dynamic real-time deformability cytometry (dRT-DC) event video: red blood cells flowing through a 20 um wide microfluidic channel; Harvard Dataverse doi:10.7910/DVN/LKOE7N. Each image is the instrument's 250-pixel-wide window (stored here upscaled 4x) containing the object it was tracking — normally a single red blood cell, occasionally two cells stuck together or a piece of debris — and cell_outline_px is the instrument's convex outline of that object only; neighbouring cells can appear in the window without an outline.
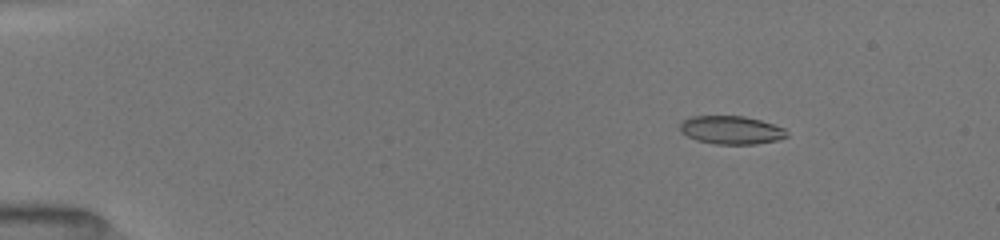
{"species": "common noctule bat (a hibernating species)", "species_latin": "Nyctalus noctula", "temperature_condition": "room temperature", "stored_images_in_passage": 53, "camera_frame_rate_fps": 3000, "um_per_image_px": 0.085, "animal": {"sex": "female", "body_mass_g": 19.5, "forearm_length_mm": 54.1}, "frame": {"image": 1, "passage_image": 8, "time_ms": 2.333, "image_size_px": [1000, 240], "cell_outline_px": [[788, 136], [776, 140], [756, 144], [716, 144], [696, 140], [680, 132], [680, 124], [684, 120], [692, 116], [744, 116], [760, 120], [784, 128], [788, 132]], "centroid_in_image_um": [62.15, 11.05], "position_along_channel_um": 22.9, "area_um2": 17.51}}
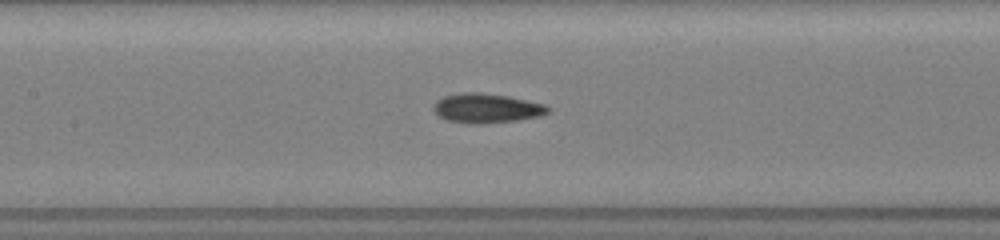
{"frame": {"image": 2, "passage_image": 25, "time_ms": 8.333, "image_size_px": [1000, 240], "cell_outline_px": [[548, 112], [540, 116], [516, 120], [480, 124], [448, 120], [440, 116], [432, 108], [432, 104], [436, 100], [444, 96], [460, 92], [480, 92], [508, 96], [544, 104], [548, 108]], "centroid_in_image_um": [41.32, 9.18], "position_along_channel_um": 166.1, "area_um2": 19.42}}
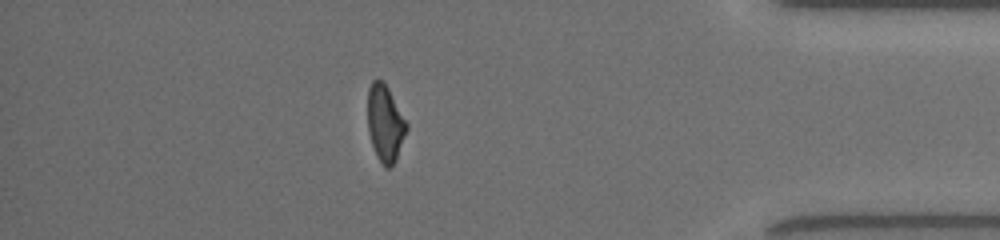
{"frame": {"image": 3, "passage_image": 47, "time_ms": 15.0, "image_size_px": [1000, 240], "cell_outline_px": [[408, 128], [396, 160], [388, 168], [384, 168], [376, 156], [368, 132], [368, 88], [372, 80], [384, 80], [408, 124]], "centroid_in_image_um": [32.73, 10.48], "position_along_channel_um": 402.5, "area_um2": 17.46}, "authors_computed_cell_mechanics": {"area_um2": 18.207, "velocity_mm_per_s": 4.0438, "shape_relaxation_time_tau1_ms": null, "shape_relaxation_time_tau2_ms": 2.1423, "deformation_change_tau1": null, "deformation_change_tau2": 0.0868}}